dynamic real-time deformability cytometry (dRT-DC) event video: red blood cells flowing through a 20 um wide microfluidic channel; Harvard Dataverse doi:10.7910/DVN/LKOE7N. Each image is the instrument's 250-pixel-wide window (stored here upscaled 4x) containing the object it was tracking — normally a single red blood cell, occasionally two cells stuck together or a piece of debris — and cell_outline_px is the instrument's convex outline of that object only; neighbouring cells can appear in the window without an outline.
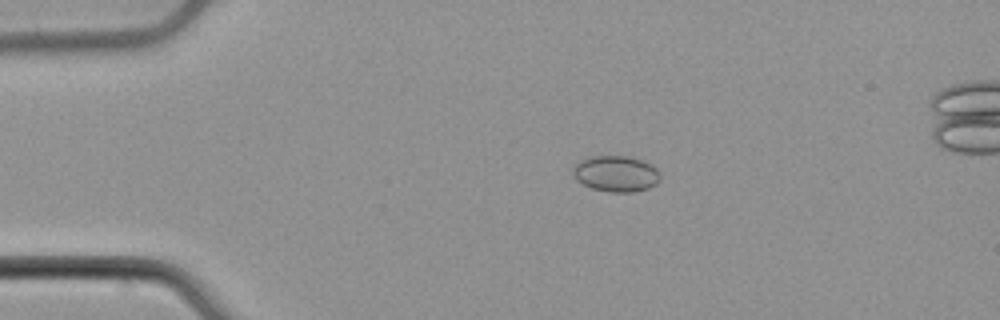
{"species": "common noctule bat (a hibernating species)", "species_latin": "Nyctalus noctula", "temperature_condition": "cold", "stored_images_in_passage": 48, "camera_frame_rate_fps": 3000, "um_per_image_px": 0.085, "animal": {"sex": "male", "body_mass_g": 21.5, "forearm_length_mm": 52.0}, "frame": {"image": 1, "passage_image": 6, "time_ms": 1.667, "image_size_px": [1000, 320], "cell_outline_px": [[660, 180], [656, 184], [648, 188], [632, 192], [612, 192], [592, 188], [576, 180], [572, 172], [572, 168], [580, 160], [592, 156], [628, 156], [640, 160], [656, 168], [660, 176]], "centroid_in_image_um": [52.34, 14.76], "position_along_channel_um": 32.7, "area_um2": 18.15}}
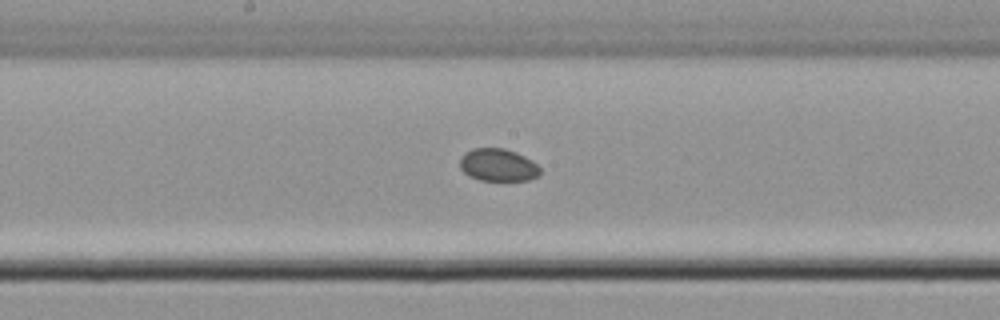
{"frame": {"image": 2, "passage_image": 23, "time_ms": 7.333, "image_size_px": [1000, 320], "cell_outline_px": [[540, 176], [528, 180], [480, 180], [468, 176], [460, 168], [460, 156], [464, 152], [472, 148], [504, 148], [516, 152], [532, 160], [540, 168]], "centroid_in_image_um": [42.32, 14.02], "position_along_channel_um": 205.9, "area_um2": 15.37}}
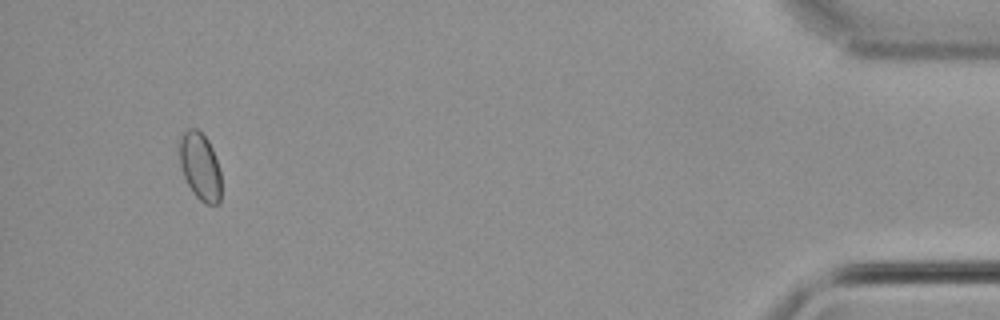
{"frame": {"image": 3, "passage_image": 45, "time_ms": 14.667, "image_size_px": [1000, 320], "cell_outline_px": [[220, 204], [204, 204], [192, 192], [184, 176], [180, 164], [180, 140], [184, 132], [188, 128], [196, 128], [208, 140], [212, 148], [220, 172]], "centroid_in_image_um": [17.01, 14.17], "position_along_channel_um": 418.2, "area_um2": 16.18}}